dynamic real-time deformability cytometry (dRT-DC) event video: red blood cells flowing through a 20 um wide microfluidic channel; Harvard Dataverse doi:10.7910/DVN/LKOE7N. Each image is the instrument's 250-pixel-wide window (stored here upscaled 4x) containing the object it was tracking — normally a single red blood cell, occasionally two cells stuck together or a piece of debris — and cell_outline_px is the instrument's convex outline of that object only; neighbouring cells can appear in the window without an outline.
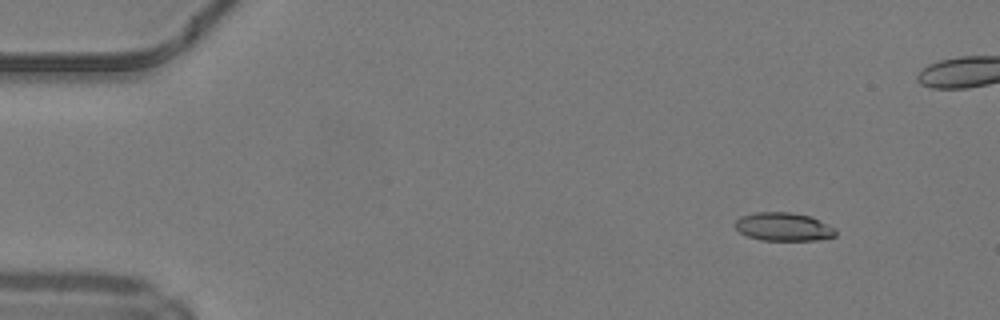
{"species": "common noctule bat (a hibernating species)", "species_latin": "Nyctalus noctula", "temperature_condition": "warm", "stored_images_in_passage": 42, "camera_frame_rate_fps": 3000, "um_per_image_px": 0.085, "animal": {"sex": "male", "body_mass_g": 19.2, "forearm_length_mm": 51.8}, "frame": {"image": 1, "passage_image": 3, "time_ms": 0.667, "image_size_px": [1000, 320], "cell_outline_px": [[836, 236], [816, 240], [760, 240], [748, 236], [740, 232], [736, 228], [736, 220], [740, 216], [756, 212], [792, 212], [812, 216], [836, 228]], "centroid_in_image_um": [66.63, 19.27], "position_along_channel_um": 18.4, "area_um2": 16.7}}